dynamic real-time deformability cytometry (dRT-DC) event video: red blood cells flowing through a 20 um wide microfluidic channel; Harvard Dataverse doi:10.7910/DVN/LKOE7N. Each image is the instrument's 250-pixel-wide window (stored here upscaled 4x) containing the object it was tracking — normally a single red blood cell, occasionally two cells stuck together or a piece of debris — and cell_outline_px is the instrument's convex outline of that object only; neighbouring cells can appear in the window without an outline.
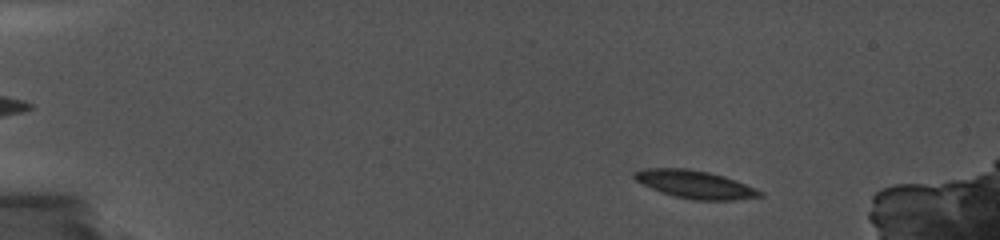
{"species": "common noctule bat (a hibernating species)", "species_latin": "Nyctalus noctula", "temperature_condition": "cold", "stored_images_in_passage": 34, "camera_frame_rate_fps": 5000, "um_per_image_px": 0.085, "animal": {"sex": "female", "body_mass_g": 19.0, "forearm_length_mm": 56.7}, "frame": {"image": 1, "passage_image": 5, "time_ms": 2.0, "image_size_px": [1000, 240], "cell_outline_px": [[764, 196], [736, 200], [692, 200], [672, 196], [660, 192], [636, 180], [632, 176], [632, 172], [648, 168], [688, 168], [708, 172], [724, 176], [736, 180], [756, 188], [764, 192]], "centroid_in_image_um": [59.11, 15.68], "position_along_channel_um": 25.9, "area_um2": 20.58}}
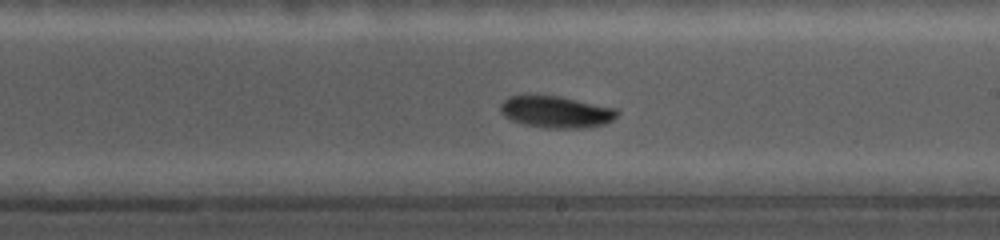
{"frame": {"image": 2, "passage_image": 23, "time_ms": 10.6, "image_size_px": [1000, 240], "cell_outline_px": [[620, 112], [612, 120], [604, 124], [580, 128], [544, 128], [524, 124], [512, 120], [504, 116], [500, 112], [500, 104], [508, 96], [560, 96], [616, 108]], "centroid_in_image_um": [47.26, 9.51], "position_along_channel_um": 241.7, "area_um2": 21.5}}
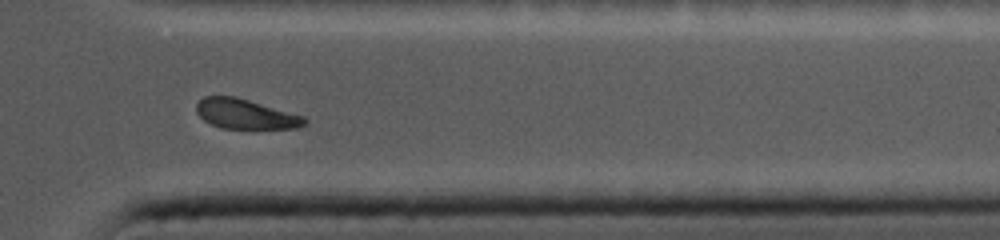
{"frame": {"image": 3, "passage_image": 32, "time_ms": 14.6, "image_size_px": [1000, 240], "cell_outline_px": [[308, 124], [296, 128], [220, 128], [204, 120], [196, 112], [196, 104], [204, 96], [236, 96], [304, 116], [308, 120]], "centroid_in_image_um": [20.88, 9.69], "position_along_channel_um": 390.5, "area_um2": 18.79}}